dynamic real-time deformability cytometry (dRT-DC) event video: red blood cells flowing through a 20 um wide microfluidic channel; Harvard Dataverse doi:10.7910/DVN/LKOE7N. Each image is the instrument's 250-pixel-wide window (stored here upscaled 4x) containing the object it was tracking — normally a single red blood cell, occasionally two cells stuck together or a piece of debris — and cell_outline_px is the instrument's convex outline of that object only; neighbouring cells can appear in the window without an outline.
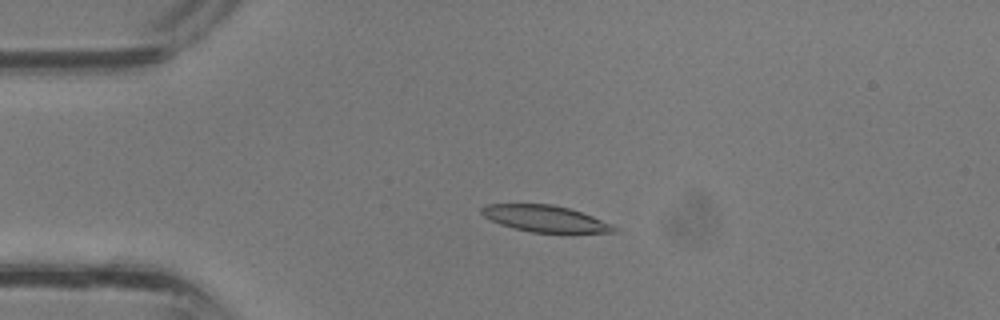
{"species": "common noctule bat (a hibernating species)", "species_latin": "Nyctalus noctula", "temperature_condition": "room temperature", "stored_images_in_passage": 33, "camera_frame_rate_fps": 3000, "um_per_image_px": 0.085, "animal": {"sex": "male", "body_mass_g": 13.3}, "frame": {"image": 1, "passage_image": 5, "time_ms": 1.333, "image_size_px": [1000, 320], "cell_outline_px": [[620, 228], [616, 232], [532, 232], [500, 224], [484, 216], [480, 212], [480, 208], [488, 204], [552, 204], [568, 208], [592, 216], [612, 224]], "centroid_in_image_um": [46.34, 18.57], "position_along_channel_um": 38.7, "area_um2": 20.11}}
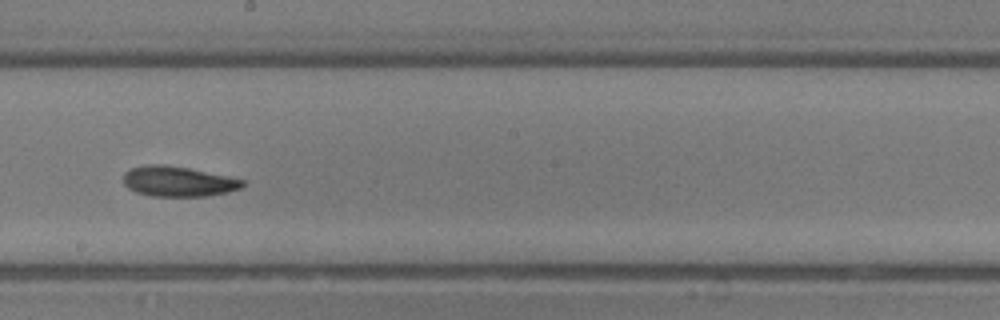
{"frame": {"image": 2, "passage_image": 17, "time_ms": 5.333, "image_size_px": [1000, 320], "cell_outline_px": [[244, 188], [228, 192], [208, 196], [152, 196], [136, 192], [128, 188], [124, 184], [124, 172], [132, 168], [148, 164], [156, 164], [188, 168], [228, 176], [244, 180]], "centroid_in_image_um": [15.16, 15.43], "position_along_channel_um": 233.0, "area_um2": 20.92}}
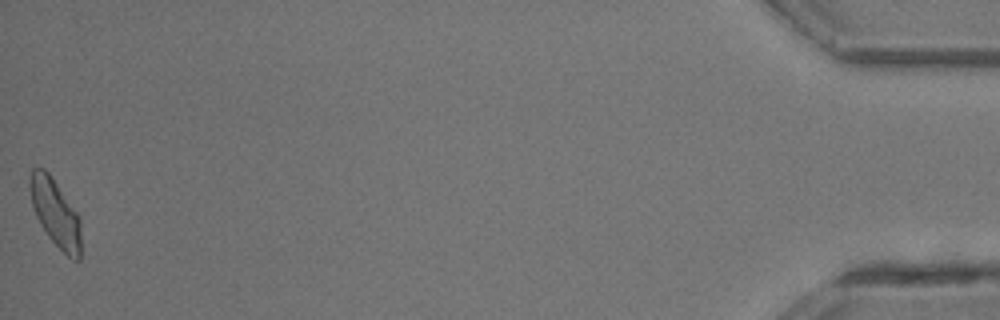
{"frame": {"image": 3, "passage_image": 33, "time_ms": 10.667, "image_size_px": [1000, 320], "cell_outline_px": [[80, 260], [76, 260], [68, 256], [48, 236], [40, 224], [36, 216], [32, 204], [28, 188], [28, 180], [32, 168], [44, 168], [48, 172], [80, 216]], "centroid_in_image_um": [4.68, 18.06], "position_along_channel_um": 430.5, "area_um2": 20.0}}